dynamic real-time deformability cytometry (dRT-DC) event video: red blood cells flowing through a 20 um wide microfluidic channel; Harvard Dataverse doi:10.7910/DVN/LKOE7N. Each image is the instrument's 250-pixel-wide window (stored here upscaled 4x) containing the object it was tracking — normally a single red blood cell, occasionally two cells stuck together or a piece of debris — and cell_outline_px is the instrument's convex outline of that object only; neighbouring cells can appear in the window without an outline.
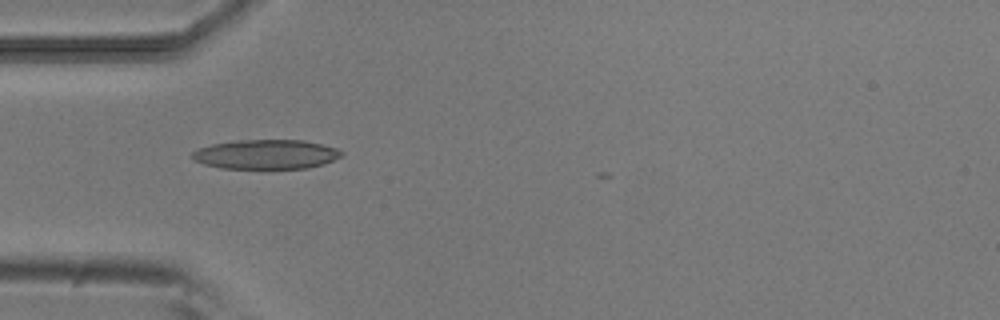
{"species": "common noctule bat (a hibernating species)", "species_latin": "Nyctalus noctula", "temperature_condition": "room temperature", "stored_images_in_passage": 11, "camera_frame_rate_fps": 3000, "um_per_image_px": 0.085, "animal": {"sex": "male", "body_mass_g": 20.5, "forearm_length_mm": 52.5}, "frame": {"image": 1, "passage_image": 1, "time_ms": 0.0, "image_size_px": [1000, 320], "cell_outline_px": [[344, 156], [324, 164], [308, 168], [268, 172], [220, 168], [204, 164], [196, 160], [192, 156], [192, 152], [200, 148], [212, 144], [236, 140], [304, 140], [336, 148], [344, 152]], "centroid_in_image_um": [22.66, 13.18], "position_along_channel_um": 62.3, "area_um2": 26.82}}
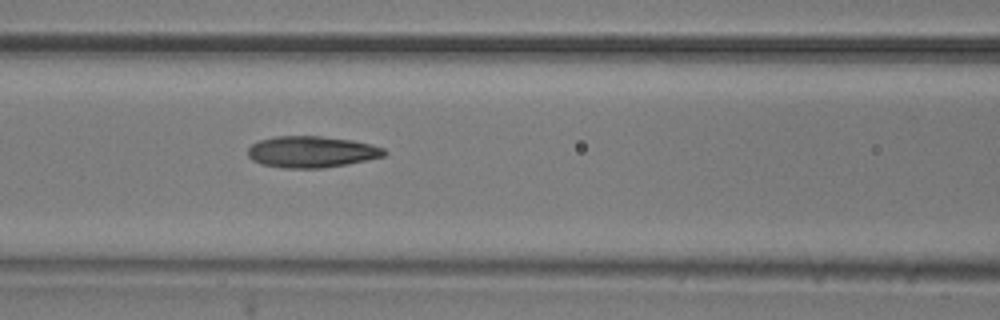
{"frame": {"image": 2, "passage_image": 7, "time_ms": 2.0, "image_size_px": [1000, 320], "cell_outline_px": [[388, 152], [384, 156], [324, 168], [284, 168], [260, 164], [252, 160], [248, 156], [248, 148], [252, 144], [260, 140], [276, 136], [320, 136], [352, 140], [384, 148]], "centroid_in_image_um": [26.44, 12.9], "position_along_channel_um": 140.2, "area_um2": 24.8}}
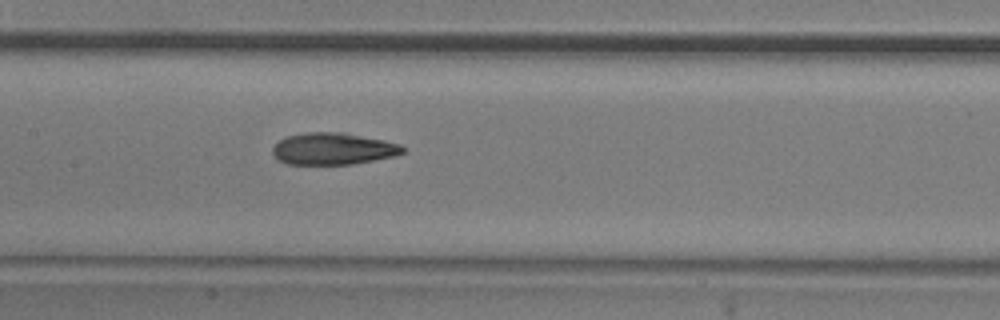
{"frame": {"image": 3, "passage_image": 10, "time_ms": 3.0, "image_size_px": [1000, 320], "cell_outline_px": [[404, 152], [396, 156], [352, 164], [288, 164], [280, 160], [272, 152], [272, 148], [280, 140], [288, 136], [308, 132], [344, 132], [384, 140], [400, 144], [404, 148]], "centroid_in_image_um": [28.35, 12.64], "position_along_channel_um": 179.1, "area_um2": 24.04}}